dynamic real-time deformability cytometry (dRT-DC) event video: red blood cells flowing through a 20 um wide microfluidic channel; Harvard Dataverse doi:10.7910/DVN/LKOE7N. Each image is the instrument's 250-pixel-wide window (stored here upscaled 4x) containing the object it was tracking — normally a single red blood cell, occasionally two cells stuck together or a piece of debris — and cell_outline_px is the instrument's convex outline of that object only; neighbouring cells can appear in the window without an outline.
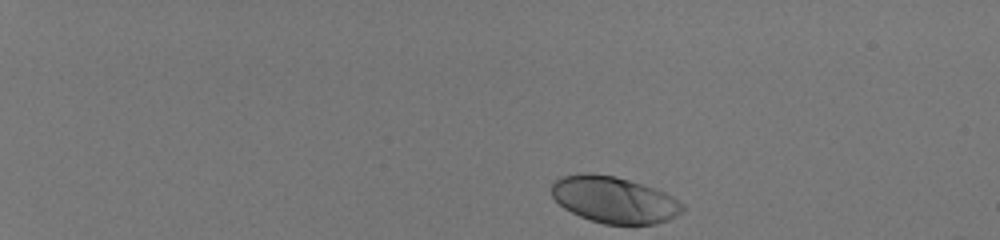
{"species": "human", "species_latin": "Homo sapiens", "temperature_condition": "room temperature", "stored_images_in_passage": 41, "camera_frame_rate_fps": 3000, "um_per_image_px": 0.085, "donor": {"sex": "male"}, "frame": {"image": 1, "passage_image": 1, "time_ms": 0.0, "image_size_px": [1000, 240], "cell_outline_px": [[684, 208], [676, 216], [668, 220], [656, 224], [604, 224], [580, 216], [564, 208], [552, 196], [552, 184], [560, 176], [580, 172], [588, 172], [616, 176], [664, 192], [672, 196], [684, 204]], "centroid_in_image_um": [52.18, 16.97], "position_along_channel_um": 32.8, "area_um2": 35.37}}
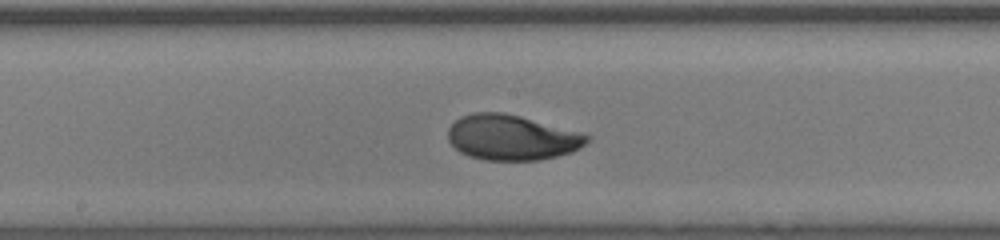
{"frame": {"image": 2, "passage_image": 24, "time_ms": 7.667, "image_size_px": [1000, 240], "cell_outline_px": [[592, 136], [584, 144], [572, 152], [540, 160], [484, 160], [468, 156], [460, 152], [448, 140], [448, 128], [460, 116], [472, 112], [504, 112], [520, 116]], "centroid_in_image_um": [43.45, 11.68], "position_along_channel_um": 204.8, "area_um2": 36.47}}
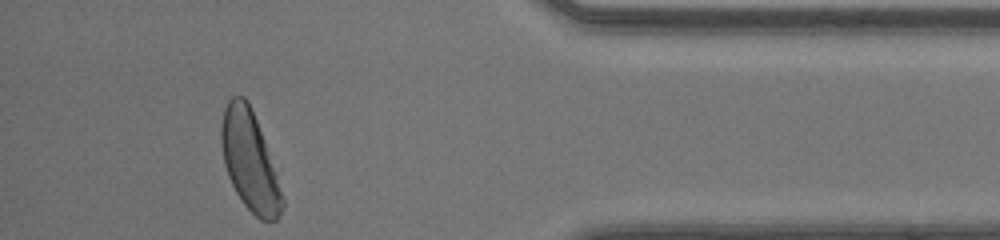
{"frame": {"image": 3, "passage_image": 41, "time_ms": 13.333, "image_size_px": [1000, 240], "cell_outline_px": [[284, 204], [276, 220], [260, 220], [244, 204], [236, 192], [228, 176], [224, 164], [220, 140], [220, 128], [224, 108], [228, 100], [232, 96], [244, 96], [248, 100], [280, 168], [284, 200]], "centroid_in_image_um": [21.3, 13.63], "position_along_channel_um": 413.9, "area_um2": 36.88}, "authors_computed_cell_mechanics": {"area_um2": 36.1828, "velocity_mm_per_s": 4.1056, "shape_relaxation_time_tau1_ms": 2.6256, "shape_relaxation_time_tau2_ms": null, "deformation_change_tau1": 0.1575, "deformation_change_tau2": null}}